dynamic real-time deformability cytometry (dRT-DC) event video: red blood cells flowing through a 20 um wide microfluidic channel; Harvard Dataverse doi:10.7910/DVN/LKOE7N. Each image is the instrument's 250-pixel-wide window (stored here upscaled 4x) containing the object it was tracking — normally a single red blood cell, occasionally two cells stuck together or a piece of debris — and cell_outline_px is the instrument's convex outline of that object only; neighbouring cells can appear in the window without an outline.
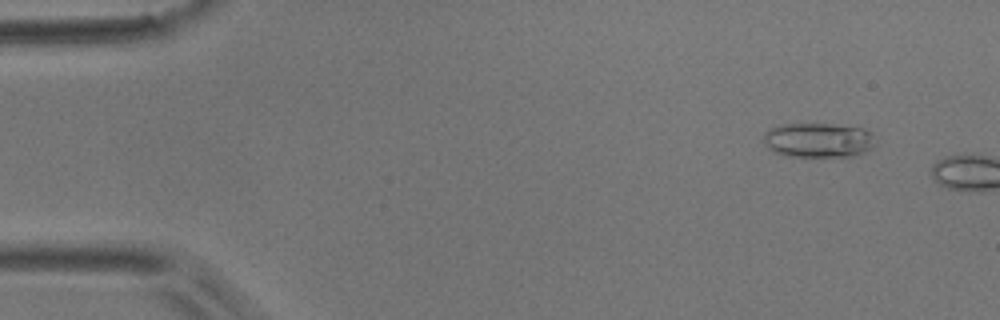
{"species": "common noctule bat (a hibernating species)", "species_latin": "Nyctalus noctula", "temperature_condition": "room temperature", "stored_images_in_passage": 3, "camera_frame_rate_fps": 3000, "um_per_image_px": 0.085, "animal": {"sex": "male", "body_mass_g": 17.9}, "frame": {"image": 1, "passage_image": 2, "time_ms": 1.0, "image_size_px": [1000, 320], "cell_outline_px": [[876, 144], [872, 148], [856, 156], [788, 156], [772, 152], [764, 144], [764, 132], [780, 124], [832, 124], [864, 128], [872, 132]], "centroid_in_image_um": [69.57, 11.91], "position_along_channel_um": 15.4, "area_um2": 22.77}}